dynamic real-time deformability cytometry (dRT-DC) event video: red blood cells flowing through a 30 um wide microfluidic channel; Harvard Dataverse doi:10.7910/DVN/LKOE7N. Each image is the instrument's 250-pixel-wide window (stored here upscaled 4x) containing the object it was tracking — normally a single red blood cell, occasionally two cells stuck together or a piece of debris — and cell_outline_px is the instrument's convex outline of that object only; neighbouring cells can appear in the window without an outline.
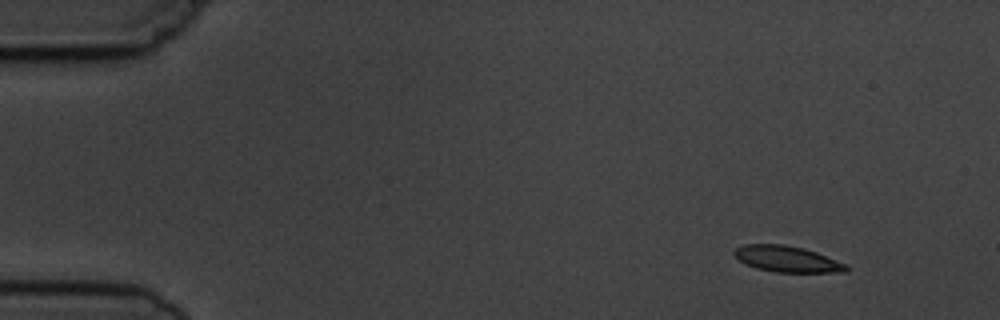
{"species": "common noctule bat (a hibernating species)", "species_latin": "Nyctalus noctula", "temperature_condition": "cold", "stored_images_in_passage": 4, "camera_frame_rate_fps": 3000, "um_per_image_px": 0.085, "animal": {"sex": "male", "body_mass_g": 19.5, "forearm_length_mm": 54.6}, "frame": {"image": 1, "passage_image": 1, "time_ms": 0.0, "image_size_px": [1000, 320], "cell_outline_px": [[848, 272], [776, 272], [756, 268], [744, 264], [732, 252], [736, 248], [744, 244], [784, 244], [804, 248], [816, 252], [848, 264]], "centroid_in_image_um": [66.91, 22.01], "position_along_channel_um": 18.1, "area_um2": 17.11}}
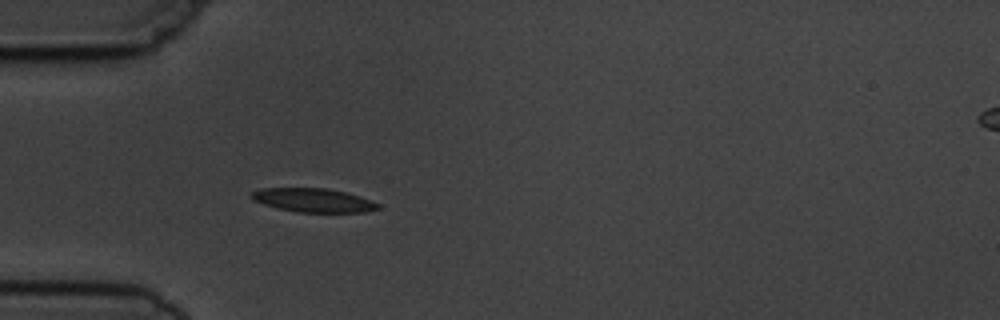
{"frame": {"image": 2, "passage_image": 4, "time_ms": 3.667, "image_size_px": [1000, 320], "cell_outline_px": [[380, 208], [364, 212], [300, 212], [276, 208], [252, 200], [248, 196], [252, 192], [260, 188], [328, 188], [360, 196], [380, 204]], "centroid_in_image_um": [26.6, 17.01], "position_along_channel_um": 58.4, "area_um2": 17.57}}